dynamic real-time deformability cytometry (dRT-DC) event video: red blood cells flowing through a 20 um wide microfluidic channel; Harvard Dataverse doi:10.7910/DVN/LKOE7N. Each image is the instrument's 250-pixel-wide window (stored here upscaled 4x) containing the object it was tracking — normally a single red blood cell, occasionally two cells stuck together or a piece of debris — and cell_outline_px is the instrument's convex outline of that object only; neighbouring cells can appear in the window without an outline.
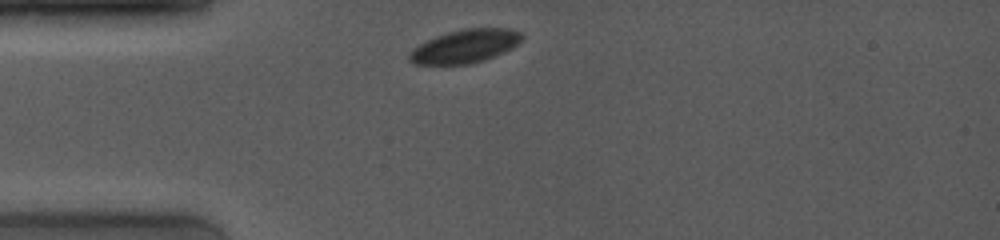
{"species": "common noctule bat (a hibernating species)", "species_latin": "Nyctalus noctula", "temperature_condition": "room temperature", "stored_images_in_passage": 6, "camera_frame_rate_fps": 4000, "um_per_image_px": 0.085, "animal": {"sex": "female", "body_mass_g": 19.0, "forearm_length_mm": 53.3}, "frame": {"image": 1, "passage_image": 1, "time_ms": 0.0, "image_size_px": [1000, 240], "cell_outline_px": [[524, 36], [520, 44], [512, 48], [484, 60], [468, 64], [412, 64], [408, 60], [408, 52], [412, 48], [436, 36], [448, 32], [464, 28], [512, 28], [520, 32]], "centroid_in_image_um": [39.54, 3.92], "position_along_channel_um": 45.5, "area_um2": 22.02}}